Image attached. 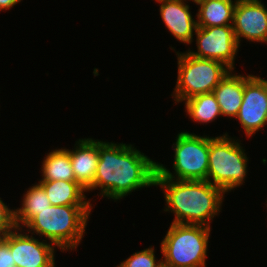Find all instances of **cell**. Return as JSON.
<instances>
[{"label":"cell","instance_id":"11","mask_svg":"<svg viewBox=\"0 0 267 267\" xmlns=\"http://www.w3.org/2000/svg\"><path fill=\"white\" fill-rule=\"evenodd\" d=\"M234 35L240 39L267 43V9L260 0H237L232 22Z\"/></svg>","mask_w":267,"mask_h":267},{"label":"cell","instance_id":"16","mask_svg":"<svg viewBox=\"0 0 267 267\" xmlns=\"http://www.w3.org/2000/svg\"><path fill=\"white\" fill-rule=\"evenodd\" d=\"M47 194L51 205H92L91 200H86L84 192H87L76 181H39Z\"/></svg>","mask_w":267,"mask_h":267},{"label":"cell","instance_id":"21","mask_svg":"<svg viewBox=\"0 0 267 267\" xmlns=\"http://www.w3.org/2000/svg\"><path fill=\"white\" fill-rule=\"evenodd\" d=\"M16 228L15 210H11L0 198V239Z\"/></svg>","mask_w":267,"mask_h":267},{"label":"cell","instance_id":"10","mask_svg":"<svg viewBox=\"0 0 267 267\" xmlns=\"http://www.w3.org/2000/svg\"><path fill=\"white\" fill-rule=\"evenodd\" d=\"M236 119L247 137H251L267 124V80L252 76L244 84L242 105Z\"/></svg>","mask_w":267,"mask_h":267},{"label":"cell","instance_id":"5","mask_svg":"<svg viewBox=\"0 0 267 267\" xmlns=\"http://www.w3.org/2000/svg\"><path fill=\"white\" fill-rule=\"evenodd\" d=\"M222 136L209 137L207 181L225 193L244 183L249 161L240 142Z\"/></svg>","mask_w":267,"mask_h":267},{"label":"cell","instance_id":"9","mask_svg":"<svg viewBox=\"0 0 267 267\" xmlns=\"http://www.w3.org/2000/svg\"><path fill=\"white\" fill-rule=\"evenodd\" d=\"M21 232L22 229L16 227L3 238L9 245L16 267H55V245Z\"/></svg>","mask_w":267,"mask_h":267},{"label":"cell","instance_id":"7","mask_svg":"<svg viewBox=\"0 0 267 267\" xmlns=\"http://www.w3.org/2000/svg\"><path fill=\"white\" fill-rule=\"evenodd\" d=\"M174 146L172 174L163 164L157 163L156 178L173 180H206L209 167V136L180 132Z\"/></svg>","mask_w":267,"mask_h":267},{"label":"cell","instance_id":"8","mask_svg":"<svg viewBox=\"0 0 267 267\" xmlns=\"http://www.w3.org/2000/svg\"><path fill=\"white\" fill-rule=\"evenodd\" d=\"M195 34L197 52L188 50L190 55L220 61L234 70L235 55L240 46L232 25L197 27Z\"/></svg>","mask_w":267,"mask_h":267},{"label":"cell","instance_id":"22","mask_svg":"<svg viewBox=\"0 0 267 267\" xmlns=\"http://www.w3.org/2000/svg\"><path fill=\"white\" fill-rule=\"evenodd\" d=\"M0 267H16L9 245L0 239Z\"/></svg>","mask_w":267,"mask_h":267},{"label":"cell","instance_id":"19","mask_svg":"<svg viewBox=\"0 0 267 267\" xmlns=\"http://www.w3.org/2000/svg\"><path fill=\"white\" fill-rule=\"evenodd\" d=\"M185 112L199 123H209L222 116L220 106L212 93H204L185 100Z\"/></svg>","mask_w":267,"mask_h":267},{"label":"cell","instance_id":"15","mask_svg":"<svg viewBox=\"0 0 267 267\" xmlns=\"http://www.w3.org/2000/svg\"><path fill=\"white\" fill-rule=\"evenodd\" d=\"M236 4L237 0H200L197 27L232 25Z\"/></svg>","mask_w":267,"mask_h":267},{"label":"cell","instance_id":"13","mask_svg":"<svg viewBox=\"0 0 267 267\" xmlns=\"http://www.w3.org/2000/svg\"><path fill=\"white\" fill-rule=\"evenodd\" d=\"M77 145V146H76ZM70 150V159L76 182L88 190L94 181L99 159V140L79 139Z\"/></svg>","mask_w":267,"mask_h":267},{"label":"cell","instance_id":"12","mask_svg":"<svg viewBox=\"0 0 267 267\" xmlns=\"http://www.w3.org/2000/svg\"><path fill=\"white\" fill-rule=\"evenodd\" d=\"M160 5V16L170 33L184 44L193 42L197 20L191 15L190 6L181 0H155Z\"/></svg>","mask_w":267,"mask_h":267},{"label":"cell","instance_id":"14","mask_svg":"<svg viewBox=\"0 0 267 267\" xmlns=\"http://www.w3.org/2000/svg\"><path fill=\"white\" fill-rule=\"evenodd\" d=\"M231 70L214 88L213 94L220 106L222 116L235 117L238 115L244 95V84L253 76L233 74Z\"/></svg>","mask_w":267,"mask_h":267},{"label":"cell","instance_id":"3","mask_svg":"<svg viewBox=\"0 0 267 267\" xmlns=\"http://www.w3.org/2000/svg\"><path fill=\"white\" fill-rule=\"evenodd\" d=\"M91 205H51L27 225L28 234L44 236L62 251L77 248L83 239Z\"/></svg>","mask_w":267,"mask_h":267},{"label":"cell","instance_id":"6","mask_svg":"<svg viewBox=\"0 0 267 267\" xmlns=\"http://www.w3.org/2000/svg\"><path fill=\"white\" fill-rule=\"evenodd\" d=\"M176 55L178 76L173 93L176 102L185 101L200 94L212 93L231 71L228 66L217 60L197 58L188 52H177Z\"/></svg>","mask_w":267,"mask_h":267},{"label":"cell","instance_id":"1","mask_svg":"<svg viewBox=\"0 0 267 267\" xmlns=\"http://www.w3.org/2000/svg\"><path fill=\"white\" fill-rule=\"evenodd\" d=\"M157 163L131 144L99 141V159L93 185L101 196L120 200L143 187L155 186Z\"/></svg>","mask_w":267,"mask_h":267},{"label":"cell","instance_id":"20","mask_svg":"<svg viewBox=\"0 0 267 267\" xmlns=\"http://www.w3.org/2000/svg\"><path fill=\"white\" fill-rule=\"evenodd\" d=\"M154 251V248L151 246L145 250L133 253V255L122 261L117 267H162L163 261L162 259H156Z\"/></svg>","mask_w":267,"mask_h":267},{"label":"cell","instance_id":"4","mask_svg":"<svg viewBox=\"0 0 267 267\" xmlns=\"http://www.w3.org/2000/svg\"><path fill=\"white\" fill-rule=\"evenodd\" d=\"M211 227L171 223L161 242L163 266L206 267Z\"/></svg>","mask_w":267,"mask_h":267},{"label":"cell","instance_id":"24","mask_svg":"<svg viewBox=\"0 0 267 267\" xmlns=\"http://www.w3.org/2000/svg\"><path fill=\"white\" fill-rule=\"evenodd\" d=\"M181 1H185L186 2V0H181ZM191 1V0H190ZM200 0H192V2H194V3H198Z\"/></svg>","mask_w":267,"mask_h":267},{"label":"cell","instance_id":"17","mask_svg":"<svg viewBox=\"0 0 267 267\" xmlns=\"http://www.w3.org/2000/svg\"><path fill=\"white\" fill-rule=\"evenodd\" d=\"M42 162L40 181H76L71 166L70 150L55 149L49 152Z\"/></svg>","mask_w":267,"mask_h":267},{"label":"cell","instance_id":"2","mask_svg":"<svg viewBox=\"0 0 267 267\" xmlns=\"http://www.w3.org/2000/svg\"><path fill=\"white\" fill-rule=\"evenodd\" d=\"M155 186L162 187L166 208L175 214L172 223L198 224L210 227V220L218 215L225 192L206 180H173L155 178Z\"/></svg>","mask_w":267,"mask_h":267},{"label":"cell","instance_id":"18","mask_svg":"<svg viewBox=\"0 0 267 267\" xmlns=\"http://www.w3.org/2000/svg\"><path fill=\"white\" fill-rule=\"evenodd\" d=\"M28 189L23 196L22 206L15 209L16 227L20 229L25 227L38 213L51 206L46 192L39 183Z\"/></svg>","mask_w":267,"mask_h":267},{"label":"cell","instance_id":"23","mask_svg":"<svg viewBox=\"0 0 267 267\" xmlns=\"http://www.w3.org/2000/svg\"><path fill=\"white\" fill-rule=\"evenodd\" d=\"M19 2H21V0H0V11L11 9Z\"/></svg>","mask_w":267,"mask_h":267}]
</instances>
